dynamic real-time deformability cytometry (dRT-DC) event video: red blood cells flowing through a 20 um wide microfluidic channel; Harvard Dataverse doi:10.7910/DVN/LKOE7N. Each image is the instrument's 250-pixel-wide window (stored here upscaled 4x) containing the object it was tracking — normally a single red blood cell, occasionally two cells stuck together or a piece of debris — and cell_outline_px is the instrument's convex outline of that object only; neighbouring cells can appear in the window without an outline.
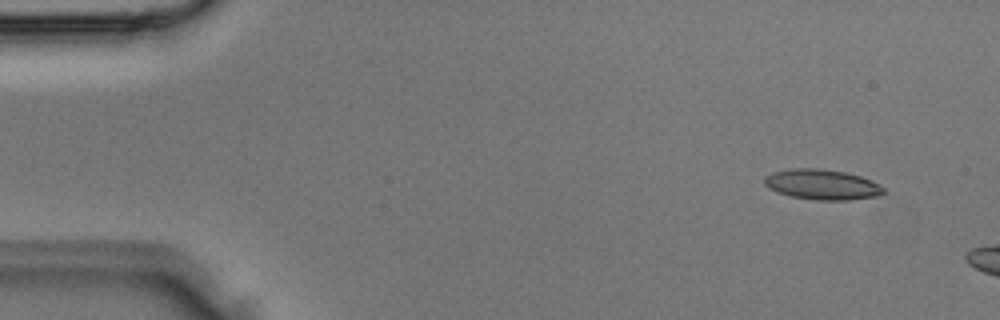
{"species": "Egyptian fruit bat (a non-hibernating species)", "species_latin": "Rousettus aegyptiacus", "temperature_condition": "room temperature", "stored_images_in_passage": 3, "camera_frame_rate_fps": 3000, "um_per_image_px": 0.085, "animal": {"sex": "male"}, "frame": {"image": 1, "passage_image": 1, "time_ms": 0.0, "image_size_px": [1000, 320], "cell_outline_px": [[884, 192], [880, 196], [848, 200], [816, 200], [792, 196], [776, 192], [768, 188], [764, 184], [764, 176], [772, 172], [792, 168], [820, 168], [844, 172], [860, 176], [872, 180], [880, 184], [884, 188]], "centroid_in_image_um": [69.87, 15.68], "position_along_channel_um": 15.1, "area_um2": 21.21}}